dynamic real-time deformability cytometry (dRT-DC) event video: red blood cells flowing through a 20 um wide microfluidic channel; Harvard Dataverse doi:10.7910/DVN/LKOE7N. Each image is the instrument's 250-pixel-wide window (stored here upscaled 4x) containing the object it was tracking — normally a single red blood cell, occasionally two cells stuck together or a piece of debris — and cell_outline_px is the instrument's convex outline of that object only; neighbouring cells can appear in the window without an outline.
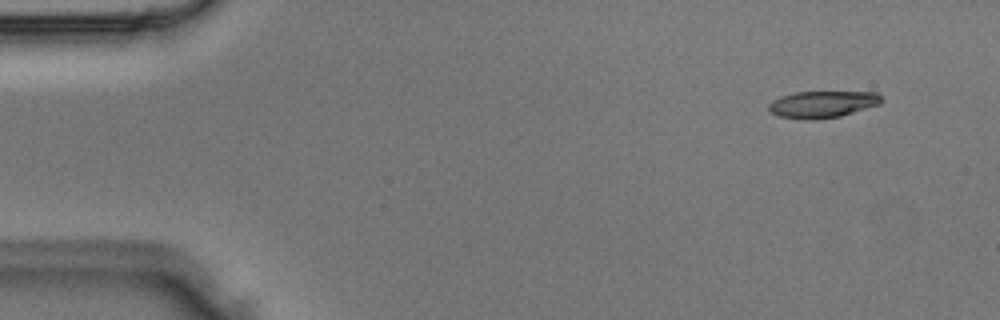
{"species": "Egyptian fruit bat (a non-hibernating species)", "species_latin": "Rousettus aegyptiacus", "temperature_condition": "room temperature", "stored_images_in_passage": 5, "segment_of_instrument_passage": [2, 2], "camera_frame_rate_fps": 3000, "um_per_image_px": 0.085, "animal": {"sex": "male"}, "frame": {"image": 1, "passage_image": 5, "time_ms": 1.333, "image_size_px": [1000, 320], "cell_outline_px": [[880, 104], [840, 116], [816, 120], [804, 120], [780, 116], [772, 112], [768, 108], [768, 104], [772, 100], [780, 96], [796, 92], [876, 92], [880, 96]], "centroid_in_image_um": [69.87, 8.87], "position_along_channel_um": 15.1, "area_um2": 17.51}}